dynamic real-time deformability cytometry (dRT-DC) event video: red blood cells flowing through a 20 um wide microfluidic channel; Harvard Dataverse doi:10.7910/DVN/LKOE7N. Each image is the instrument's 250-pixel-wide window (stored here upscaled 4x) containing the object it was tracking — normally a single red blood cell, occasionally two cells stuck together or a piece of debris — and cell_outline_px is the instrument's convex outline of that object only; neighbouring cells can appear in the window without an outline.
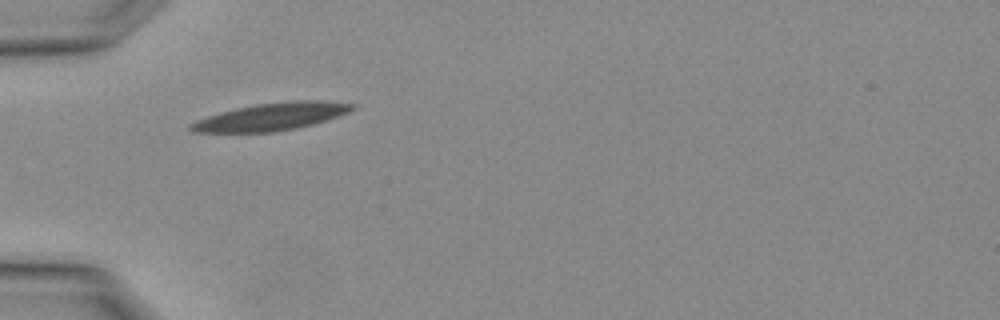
{"species": "Egyptian fruit bat (a non-hibernating species)", "species_latin": "Rousettus aegyptiacus", "temperature_condition": "warm", "stored_images_in_passage": 1, "camera_frame_rate_fps": 3000, "um_per_image_px": 0.085, "animal": {"sex": "female"}, "frame": {"image": 1, "passage_image": 1, "time_ms": 0.0, "image_size_px": [1000, 320], "cell_outline_px": [[356, 108], [348, 112], [312, 124], [296, 128], [272, 132], [192, 132], [188, 128], [188, 124], [196, 120], [220, 112], [256, 104], [292, 100], [320, 100], [356, 104]], "centroid_in_image_um": [23.05, 9.91], "position_along_channel_um": 62.0, "area_um2": 25.66}}